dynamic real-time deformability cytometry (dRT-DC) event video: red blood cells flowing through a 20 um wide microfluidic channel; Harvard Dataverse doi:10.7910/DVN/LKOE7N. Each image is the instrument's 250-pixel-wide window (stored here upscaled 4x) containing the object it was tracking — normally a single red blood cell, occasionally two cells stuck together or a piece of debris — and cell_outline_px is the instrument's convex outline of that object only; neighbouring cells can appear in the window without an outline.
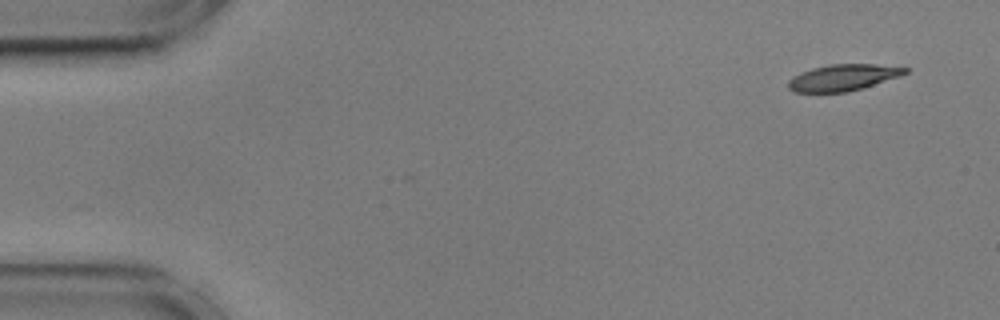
{"species": "common noctule bat (a hibernating species)", "species_latin": "Nyctalus noctula", "temperature_condition": "cold", "stored_images_in_passage": 7, "camera_frame_rate_fps": 3000, "um_per_image_px": 0.085, "animal": {"sex": "male", "body_mass_g": 17.9, "forearm_length_mm": 54.2}, "frame": {"image": 1, "passage_image": 1, "time_ms": 0.0, "image_size_px": [1000, 320], "cell_outline_px": [[908, 72], [900, 76], [848, 92], [792, 92], [788, 88], [788, 80], [792, 76], [800, 72], [812, 68], [832, 64], [876, 64], [908, 68]], "centroid_in_image_um": [71.62, 6.59], "position_along_channel_um": 13.4, "area_um2": 17.92}}